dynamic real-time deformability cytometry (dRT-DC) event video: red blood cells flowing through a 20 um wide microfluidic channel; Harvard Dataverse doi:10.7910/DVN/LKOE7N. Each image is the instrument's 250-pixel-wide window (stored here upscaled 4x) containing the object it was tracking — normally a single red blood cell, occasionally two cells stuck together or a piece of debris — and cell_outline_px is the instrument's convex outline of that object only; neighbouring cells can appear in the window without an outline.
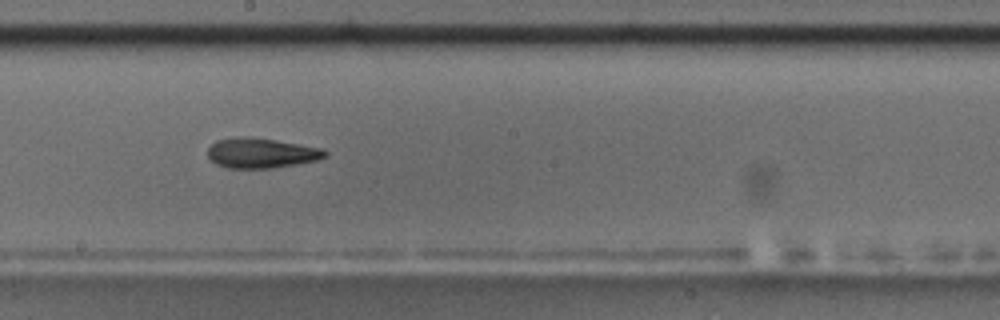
{"species": "common noctule bat (a hibernating species)", "species_latin": "Nyctalus noctula", "temperature_condition": "room temperature", "stored_images_in_passage": 12, "camera_frame_rate_fps": 3000, "um_per_image_px": 0.085, "animal": {"sex": "male", "body_mass_g": 17.5, "forearm_length_mm": 52.3}, "frame": {"image": 1, "passage_image": 9, "time_ms": 10.0, "image_size_px": [1000, 320], "cell_outline_px": [[328, 156], [316, 160], [296, 164], [272, 168], [228, 168], [216, 164], [208, 156], [208, 148], [216, 140], [236, 136], [248, 136], [276, 140], [300, 144], [320, 148], [328, 152]], "centroid_in_image_um": [22.19, 13.0], "position_along_channel_um": 226.0, "area_um2": 20.58}}